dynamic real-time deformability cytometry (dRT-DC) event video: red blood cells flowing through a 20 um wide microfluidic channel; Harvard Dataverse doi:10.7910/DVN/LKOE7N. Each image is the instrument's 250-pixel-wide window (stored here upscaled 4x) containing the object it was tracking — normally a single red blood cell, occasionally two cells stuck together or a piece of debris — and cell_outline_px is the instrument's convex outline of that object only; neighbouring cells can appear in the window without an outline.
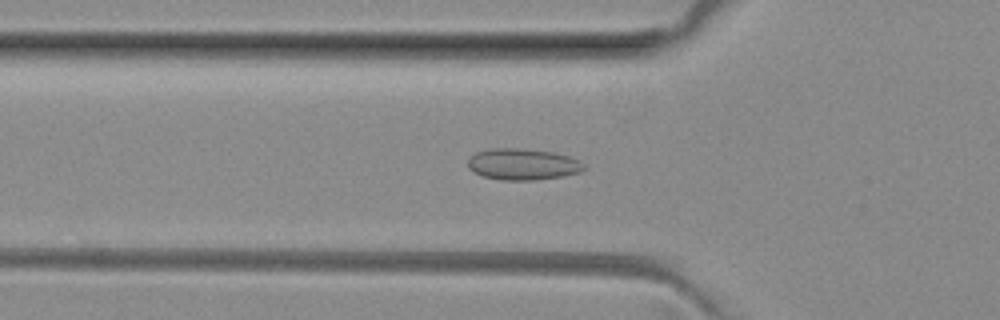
{"species": "common noctule bat (a hibernating species)", "species_latin": "Nyctalus noctula", "temperature_condition": "room temperature", "stored_images_in_passage": 40, "camera_frame_rate_fps": 3000, "um_per_image_px": 0.085, "animal": {"sex": "female", "body_mass_g": 29.2, "forearm_length_mm": 56.3}, "frame": {"image": 1, "passage_image": 13, "time_ms": 4.0, "image_size_px": [1000, 320], "cell_outline_px": [[584, 168], [580, 172], [564, 176], [532, 180], [500, 180], [484, 176], [468, 168], [468, 160], [476, 152], [488, 148], [524, 148], [552, 152], [568, 156], [580, 160], [584, 164]], "centroid_in_image_um": [44.44, 13.95], "position_along_channel_um": 81.4, "area_um2": 21.21}}
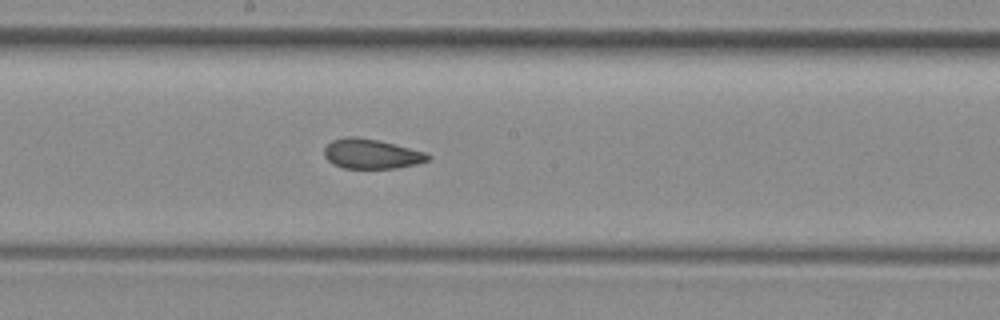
{"frame": {"image": 2, "passage_image": 23, "time_ms": 7.333, "image_size_px": [1000, 320], "cell_outline_px": [[432, 156], [428, 160], [416, 164], [396, 168], [344, 168], [332, 164], [324, 156], [324, 148], [332, 140], [344, 136], [356, 136], [380, 140], [424, 152]], "centroid_in_image_um": [31.53, 13.07], "position_along_channel_um": 216.7, "area_um2": 18.03}}
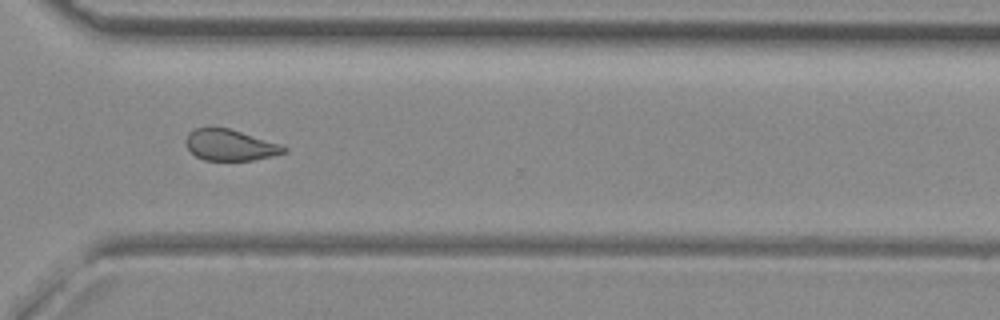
{"frame": {"image": 3, "passage_image": 33, "time_ms": 10.667, "image_size_px": [1000, 320], "cell_outline_px": [[288, 152], [272, 156], [252, 160], [204, 160], [196, 156], [188, 148], [188, 132], [196, 128], [228, 128], [280, 144], [288, 148]], "centroid_in_image_um": [19.6, 12.34], "position_along_channel_um": 351.0, "area_um2": 17.4}, "authors_computed_cell_mechanics": {"area_um2": 18.9006, "velocity_mm_per_s": 4.0372, "shape_relaxation_time_tau1_ms": null, "shape_relaxation_time_tau2_ms": 1.587, "deformation_change_tau1": null, "deformation_change_tau2": 0.0577}}